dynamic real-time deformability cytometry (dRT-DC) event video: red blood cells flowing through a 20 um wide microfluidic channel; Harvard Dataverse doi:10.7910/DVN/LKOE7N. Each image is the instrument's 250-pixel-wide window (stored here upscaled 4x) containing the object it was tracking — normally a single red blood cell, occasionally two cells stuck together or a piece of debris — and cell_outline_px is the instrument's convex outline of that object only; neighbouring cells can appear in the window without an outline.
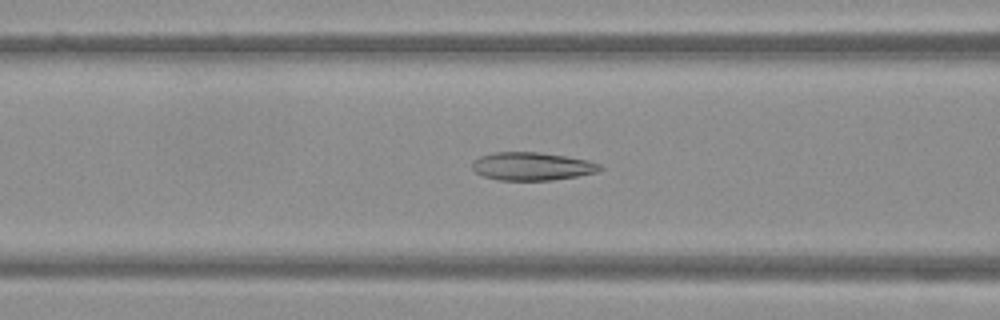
{"species": "Egyptian fruit bat (a non-hibernating species)", "species_latin": "Rousettus aegyptiacus", "temperature_condition": "warm", "stored_images_in_passage": 52, "camera_frame_rate_fps": 3000, "um_per_image_px": 0.085, "frame": {"image": 1, "passage_image": 21, "time_ms": 6.667, "image_size_px": [1000, 320], "cell_outline_px": [[604, 168], [596, 172], [576, 176], [552, 180], [500, 180], [484, 176], [476, 172], [472, 168], [472, 160], [480, 156], [492, 152], [540, 152], [588, 160], [600, 164]], "centroid_in_image_um": [45.2, 14.13], "position_along_channel_um": 121.4, "area_um2": 20.87}}
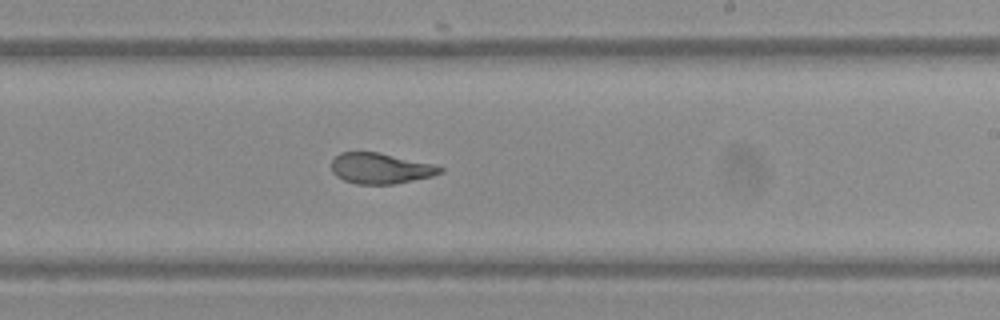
{"frame": {"image": 2, "passage_image": 31, "time_ms": 10.0, "image_size_px": [1000, 320], "cell_outline_px": [[444, 172], [432, 176], [392, 184], [356, 184], [344, 180], [336, 176], [332, 172], [332, 160], [340, 152], [380, 152], [436, 164], [444, 168]], "centroid_in_image_um": [32.37, 14.3], "position_along_channel_um": 256.6, "area_um2": 19.59}}
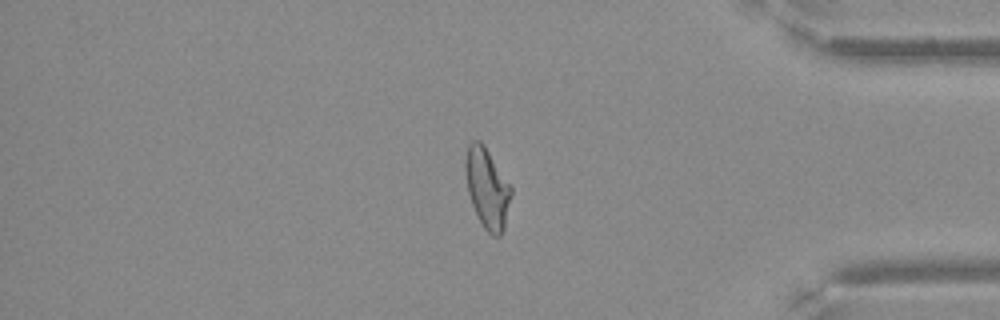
{"frame": {"image": 3, "passage_image": 43, "time_ms": 14.0, "image_size_px": [1000, 320], "cell_outline_px": [[512, 192], [504, 228], [500, 236], [492, 236], [484, 228], [472, 204], [468, 192], [464, 168], [464, 160], [468, 144], [472, 140], [480, 140], [484, 144], [512, 184]], "centroid_in_image_um": [41.42, 15.94], "position_along_channel_um": 393.8, "area_um2": 21.68}}